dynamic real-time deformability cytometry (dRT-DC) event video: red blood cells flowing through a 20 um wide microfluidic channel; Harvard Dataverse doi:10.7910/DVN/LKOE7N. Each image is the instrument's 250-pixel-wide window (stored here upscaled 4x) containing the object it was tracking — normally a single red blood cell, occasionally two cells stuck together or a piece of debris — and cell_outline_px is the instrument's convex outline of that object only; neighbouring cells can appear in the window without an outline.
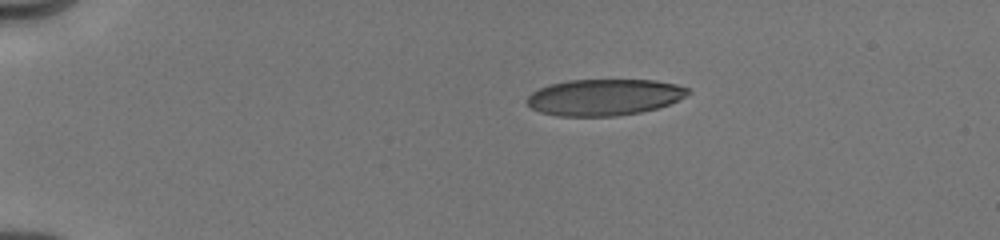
{"species": "human", "species_latin": "Homo sapiens", "temperature_condition": "cold", "stored_images_in_passage": 11, "camera_frame_rate_fps": 3000, "um_per_image_px": 0.085, "donor": {"sex": "male"}, "frame": {"image": 1, "passage_image": 1, "time_ms": 0.0, "image_size_px": [1000, 240], "cell_outline_px": [[692, 92], [668, 104], [656, 108], [640, 112], [616, 116], [556, 116], [540, 112], [532, 108], [524, 100], [532, 92], [548, 84], [568, 80], [656, 80], [676, 84], [688, 88]], "centroid_in_image_um": [51.32, 8.26], "position_along_channel_um": 33.7, "area_um2": 34.16}}
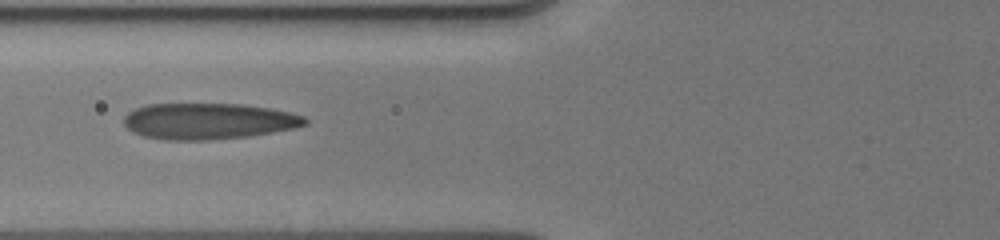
{"frame": {"image": 2, "passage_image": 8, "time_ms": 3.667, "image_size_px": [1000, 240], "cell_outline_px": [[308, 124], [296, 128], [248, 136], [212, 140], [164, 140], [144, 136], [132, 132], [124, 124], [124, 116], [128, 112], [136, 108], [148, 104], [244, 104], [268, 108], [288, 112], [304, 116], [308, 120]], "centroid_in_image_um": [17.71, 10.3], "position_along_channel_um": 108.1, "area_um2": 38.26}}
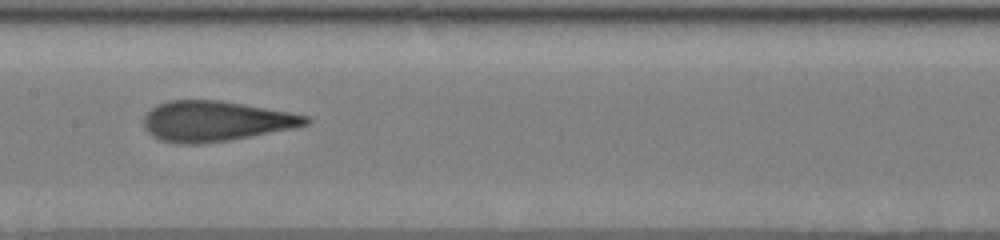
{"frame": {"image": 3, "passage_image": 10, "time_ms": 5.667, "image_size_px": [1000, 240], "cell_outline_px": [[312, 120], [308, 124], [292, 128], [228, 140], [200, 144], [180, 144], [160, 140], [152, 136], [144, 128], [144, 116], [156, 104], [168, 100], [220, 100], [244, 104], [288, 112], [308, 116]], "centroid_in_image_um": [18.28, 10.29], "position_along_channel_um": 189.1, "area_um2": 37.86}}